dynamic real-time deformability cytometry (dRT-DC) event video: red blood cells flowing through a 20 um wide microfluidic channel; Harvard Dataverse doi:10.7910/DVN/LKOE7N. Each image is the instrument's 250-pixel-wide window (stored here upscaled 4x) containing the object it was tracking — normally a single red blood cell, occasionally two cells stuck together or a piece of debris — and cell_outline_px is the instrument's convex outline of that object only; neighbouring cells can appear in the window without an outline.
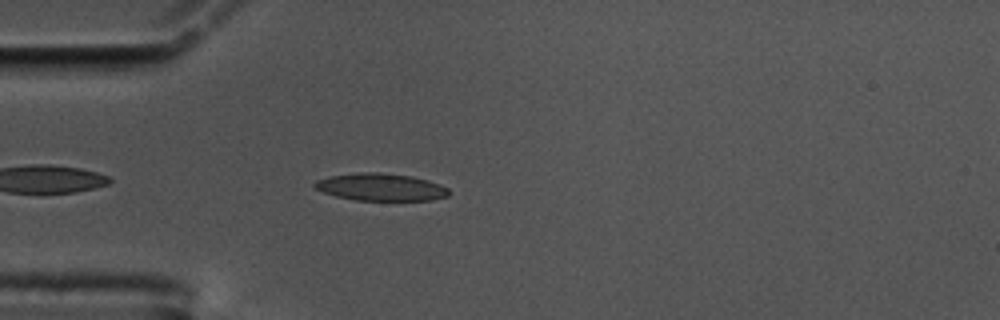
{"species": "common noctule bat (a hibernating species)", "species_latin": "Nyctalus noctula", "temperature_condition": "cold", "stored_images_in_passage": 39, "camera_frame_rate_fps": 3000, "um_per_image_px": 0.085, "animal": {"sex": "male", "body_mass_g": 17.5, "forearm_length_mm": 52.3}, "frame": {"image": 1, "passage_image": 4, "time_ms": 1.0, "image_size_px": [1000, 320], "cell_outline_px": [[448, 196], [432, 200], [356, 200], [336, 196], [324, 192], [316, 188], [312, 184], [316, 180], [332, 176], [360, 172], [380, 172], [412, 176], [428, 180], [440, 184], [448, 188]], "centroid_in_image_um": [32.38, 15.9], "position_along_channel_um": 52.6, "area_um2": 21.27}}
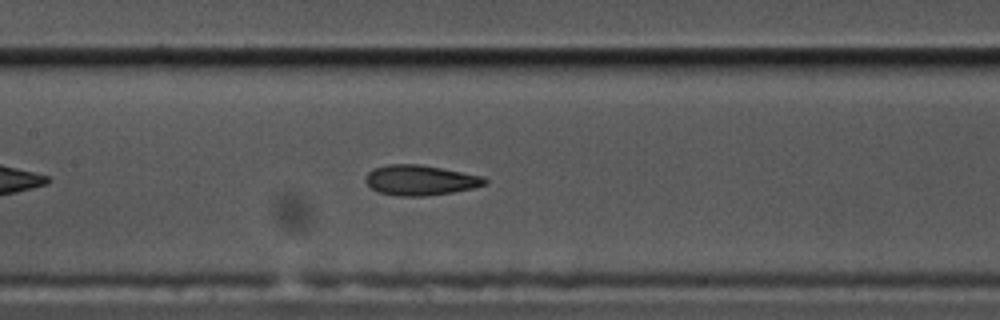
{"frame": {"image": 2, "passage_image": 15, "time_ms": 4.667, "image_size_px": [1000, 320], "cell_outline_px": [[488, 184], [472, 188], [452, 192], [428, 196], [396, 196], [380, 192], [372, 188], [364, 180], [368, 172], [372, 168], [388, 164], [420, 164], [484, 176], [488, 180]], "centroid_in_image_um": [35.73, 15.31], "position_along_channel_um": 171.7, "area_um2": 21.1}}
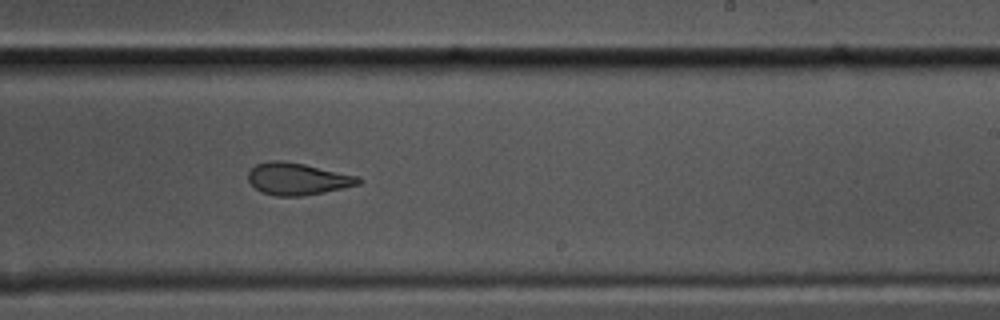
{"frame": {"image": 3, "passage_image": 23, "time_ms": 7.333, "image_size_px": [1000, 320], "cell_outline_px": [[364, 180], [360, 184], [324, 192], [300, 196], [276, 196], [260, 192], [248, 180], [248, 172], [256, 164], [272, 160], [280, 160], [304, 164], [360, 176]], "centroid_in_image_um": [25.31, 15.2], "position_along_channel_um": 263.7, "area_um2": 20.63}, "authors_computed_cell_mechanics": {"area_um2": 20.9236, "velocity_mm_per_s": 3.4616, "shape_relaxation_time_tau1_ms": 6.3733, "shape_relaxation_time_tau2_ms": 1.6998, "deformation_change_tau1": 0.2044, "deformation_change_tau2": 0.0907}}